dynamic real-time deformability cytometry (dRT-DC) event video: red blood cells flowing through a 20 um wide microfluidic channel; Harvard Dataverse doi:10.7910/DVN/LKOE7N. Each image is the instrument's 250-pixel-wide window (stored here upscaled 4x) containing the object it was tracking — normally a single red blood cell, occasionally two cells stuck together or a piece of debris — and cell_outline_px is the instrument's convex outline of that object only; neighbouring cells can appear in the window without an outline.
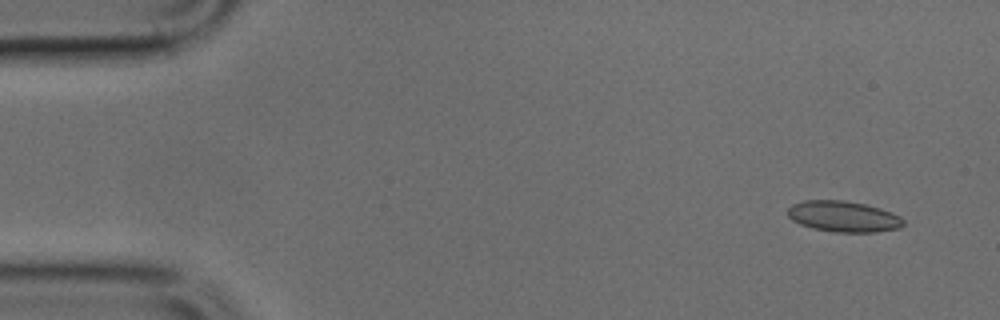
{"species": "common noctule bat (a hibernating species)", "species_latin": "Nyctalus noctula", "temperature_condition": "cold", "stored_images_in_passage": 5, "camera_frame_rate_fps": 3000, "um_per_image_px": 0.085, "animal": {"sex": "male", "body_mass_g": 17.9, "forearm_length_mm": 54.2}, "frame": {"image": 1, "passage_image": 1, "time_ms": 0.0, "image_size_px": [1000, 320], "cell_outline_px": [[904, 224], [900, 228], [876, 232], [836, 232], [812, 228], [800, 224], [792, 220], [788, 216], [788, 208], [792, 204], [804, 200], [844, 200], [864, 204], [880, 208], [892, 212], [900, 216], [904, 220]], "centroid_in_image_um": [71.7, 18.4], "position_along_channel_um": 13.3, "area_um2": 20.92}}
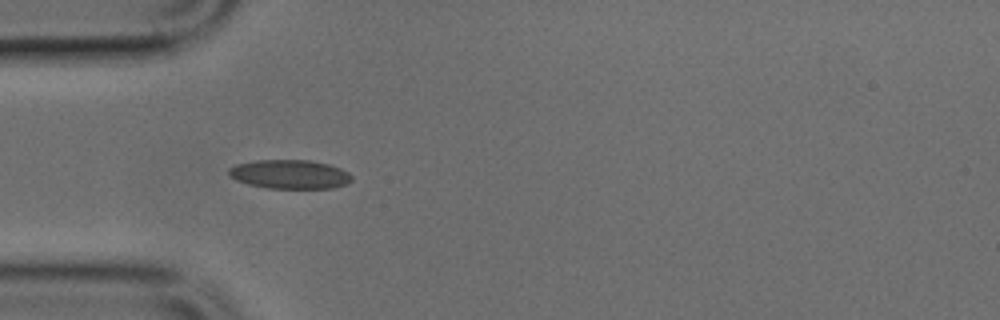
{"frame": {"image": 2, "passage_image": 4, "time_ms": 1.0, "image_size_px": [1000, 320], "cell_outline_px": [[352, 180], [344, 184], [332, 188], [268, 188], [248, 184], [236, 180], [228, 172], [228, 168], [236, 164], [256, 160], [308, 160], [328, 164], [340, 168], [348, 172], [352, 176]], "centroid_in_image_um": [24.62, 14.81], "position_along_channel_um": 60.4, "area_um2": 20.63}}